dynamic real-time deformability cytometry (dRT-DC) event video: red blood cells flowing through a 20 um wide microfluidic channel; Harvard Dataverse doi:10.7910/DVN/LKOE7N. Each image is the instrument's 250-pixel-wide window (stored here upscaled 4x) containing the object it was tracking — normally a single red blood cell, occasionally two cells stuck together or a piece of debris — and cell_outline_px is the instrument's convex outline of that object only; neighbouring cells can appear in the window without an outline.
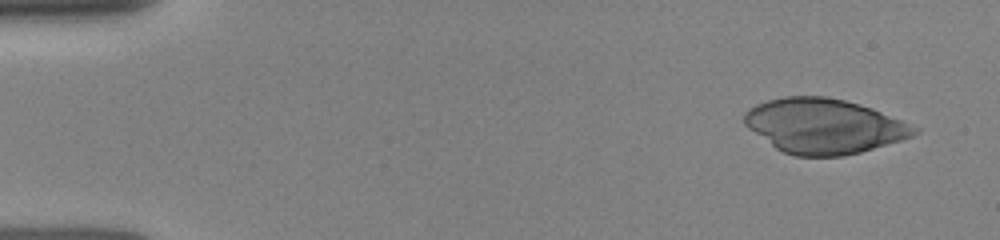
{"species": "human", "species_latin": "Homo sapiens", "temperature_condition": "room temperature", "stored_images_in_passage": 4, "camera_frame_rate_fps": 3000, "um_per_image_px": 0.085, "donor": {"sex": "female"}, "frame": {"image": 1, "passage_image": 1, "time_ms": 0.0, "image_size_px": [1000, 240], "cell_outline_px": [[920, 132], [912, 136], [900, 140], [860, 152], [844, 156], [796, 156], [784, 152], [776, 148], [748, 128], [744, 124], [744, 112], [748, 108], [756, 104], [768, 100], [784, 96], [824, 96], [844, 100], [860, 104], [872, 108], [920, 128]], "centroid_in_image_um": [70.02, 10.71], "position_along_channel_um": 15.0, "area_um2": 54.1}}
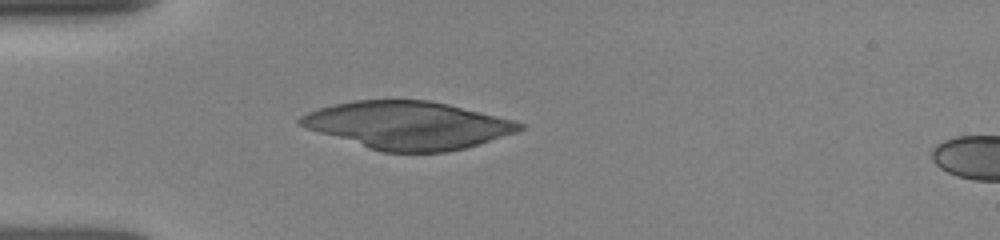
{"frame": {"image": 2, "passage_image": 4, "time_ms": 3.333, "image_size_px": [1000, 240], "cell_outline_px": [[528, 128], [516, 132], [464, 148], [448, 152], [380, 152], [296, 124], [296, 120], [300, 116], [308, 112], [320, 108], [336, 104], [356, 100], [428, 100], [448, 104], [516, 120], [524, 124]], "centroid_in_image_um": [34.7, 10.64], "position_along_channel_um": 50.3, "area_um2": 60.63}}